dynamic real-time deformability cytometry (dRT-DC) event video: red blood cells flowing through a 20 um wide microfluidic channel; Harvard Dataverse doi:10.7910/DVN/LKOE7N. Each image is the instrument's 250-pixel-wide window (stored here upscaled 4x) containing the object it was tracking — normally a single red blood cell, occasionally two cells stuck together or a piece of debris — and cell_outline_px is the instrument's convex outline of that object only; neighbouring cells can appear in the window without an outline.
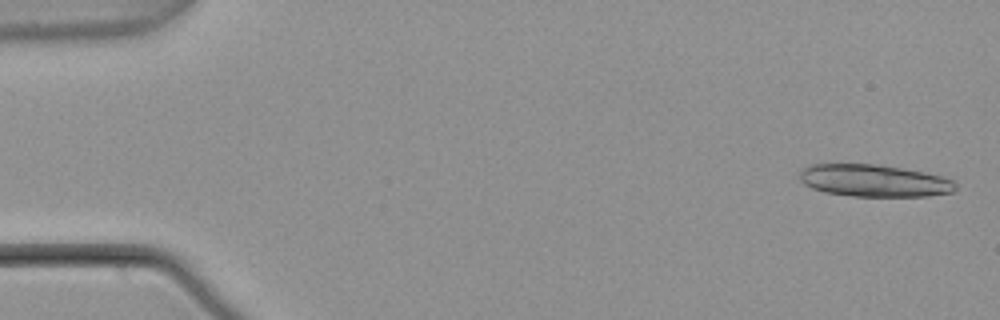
{"species": "common noctule bat (a hibernating species)", "species_latin": "Nyctalus noctula", "temperature_condition": "warm", "stored_images_in_passage": 5, "camera_frame_rate_fps": 3000, "um_per_image_px": 0.085, "animal": {"sex": "male", "body_mass_g": 21.5, "forearm_length_mm": 52.0}, "frame": {"image": 1, "passage_image": 1, "time_ms": 0.0, "image_size_px": [1000, 320], "cell_outline_px": [[956, 188], [952, 192], [928, 196], [852, 196], [824, 192], [812, 188], [804, 184], [800, 180], [800, 172], [808, 164], [876, 164], [924, 172], [940, 176], [952, 180], [956, 184]], "centroid_in_image_um": [74.27, 15.35], "position_along_channel_um": 10.7, "area_um2": 29.13}}
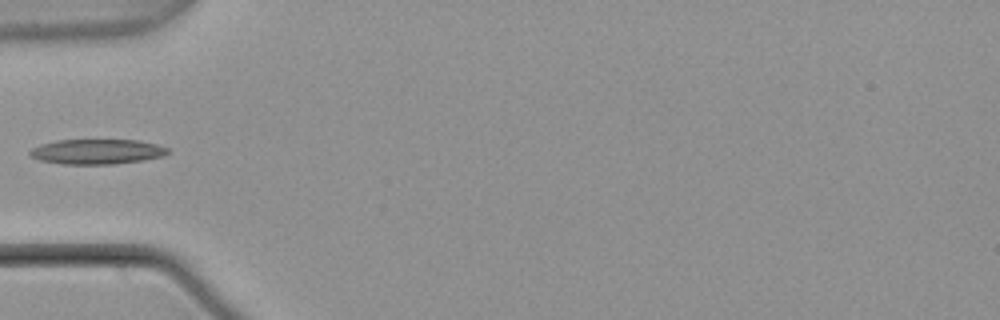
{"frame": {"image": 2, "passage_image": 5, "time_ms": 1.333, "image_size_px": [1000, 320], "cell_outline_px": [[172, 152], [164, 156], [144, 160], [116, 164], [64, 164], [40, 160], [32, 156], [28, 152], [32, 148], [40, 144], [56, 140], [140, 140], [156, 144], [168, 148]], "centroid_in_image_um": [8.29, 12.89], "position_along_channel_um": 76.7, "area_um2": 20.23}}